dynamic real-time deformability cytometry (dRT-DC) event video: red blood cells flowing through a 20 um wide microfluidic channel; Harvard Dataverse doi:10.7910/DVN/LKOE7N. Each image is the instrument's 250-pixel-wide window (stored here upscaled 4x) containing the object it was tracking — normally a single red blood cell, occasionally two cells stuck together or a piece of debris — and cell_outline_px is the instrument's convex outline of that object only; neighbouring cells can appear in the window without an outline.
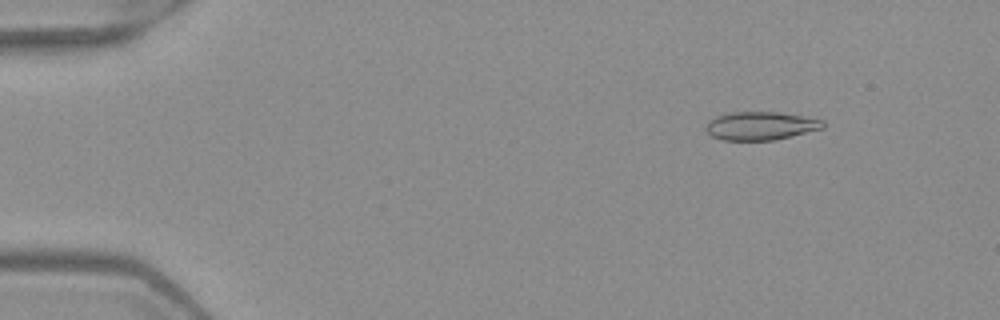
{"species": "Egyptian fruit bat (a non-hibernating species)", "species_latin": "Rousettus aegyptiacus", "temperature_condition": "warm", "stored_images_in_passage": 5, "camera_frame_rate_fps": 3000, "um_per_image_px": 0.085, "frame": {"image": 1, "passage_image": 2, "time_ms": 0.333, "image_size_px": [1000, 320], "cell_outline_px": [[824, 128], [772, 140], [724, 140], [712, 136], [704, 128], [708, 120], [716, 116], [728, 112], [780, 112], [824, 120]], "centroid_in_image_um": [64.62, 10.68], "position_along_channel_um": 20.4, "area_um2": 19.25}}
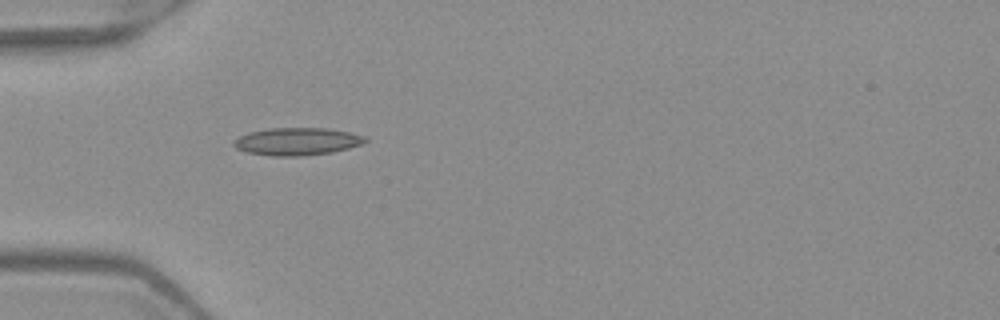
{"frame": {"image": 2, "passage_image": 4, "time_ms": 1.0, "image_size_px": [1000, 320], "cell_outline_px": [[368, 140], [360, 144], [348, 148], [332, 152], [304, 156], [272, 156], [248, 152], [236, 148], [232, 144], [232, 140], [248, 132], [268, 128], [328, 128], [352, 132], [368, 136]], "centroid_in_image_um": [25.26, 12.01], "position_along_channel_um": 59.7, "area_um2": 21.33}}
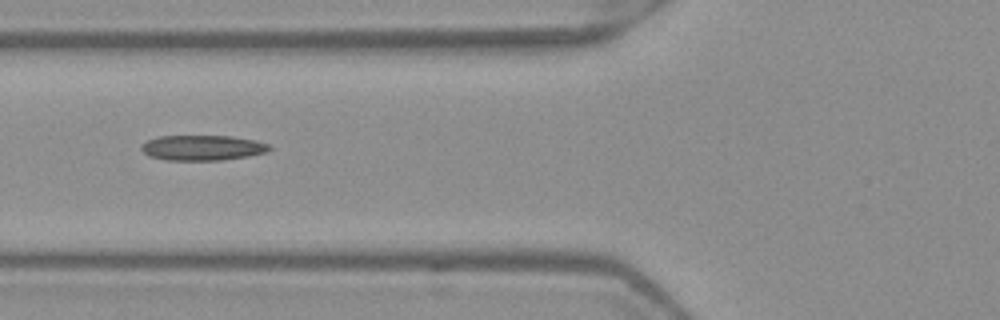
{"frame": {"image": 3, "passage_image": 5, "time_ms": 1.333, "image_size_px": [1000, 320], "cell_outline_px": [[272, 148], [268, 152], [248, 156], [220, 160], [164, 160], [148, 156], [140, 148], [140, 144], [156, 136], [232, 136], [256, 140], [268, 144]], "centroid_in_image_um": [17.19, 12.56], "position_along_channel_um": 108.6, "area_um2": 19.02}}